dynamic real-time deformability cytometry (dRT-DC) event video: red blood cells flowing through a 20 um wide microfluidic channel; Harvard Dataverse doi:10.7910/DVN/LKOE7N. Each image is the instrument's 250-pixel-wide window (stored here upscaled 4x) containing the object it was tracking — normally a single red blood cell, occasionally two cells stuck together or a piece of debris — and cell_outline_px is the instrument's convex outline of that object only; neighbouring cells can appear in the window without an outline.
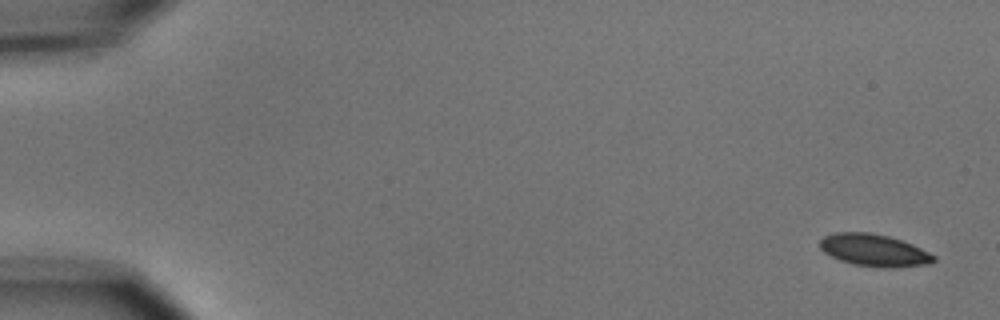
{"species": "common noctule bat (a hibernating species)", "species_latin": "Nyctalus noctula", "temperature_condition": "cold", "stored_images_in_passage": 5, "camera_frame_rate_fps": 3000, "um_per_image_px": 0.085, "animal": {"sex": "male", "body_mass_g": 15.6}, "frame": {"image": 1, "passage_image": 1, "time_ms": 0.0, "image_size_px": [1000, 320], "cell_outline_px": [[936, 260], [928, 264], [892, 268], [880, 268], [852, 264], [840, 260], [824, 252], [820, 248], [820, 240], [824, 236], [836, 232], [868, 232], [888, 236], [912, 244], [936, 256]], "centroid_in_image_um": [74.29, 21.28], "position_along_channel_um": 10.7, "area_um2": 21.33}}
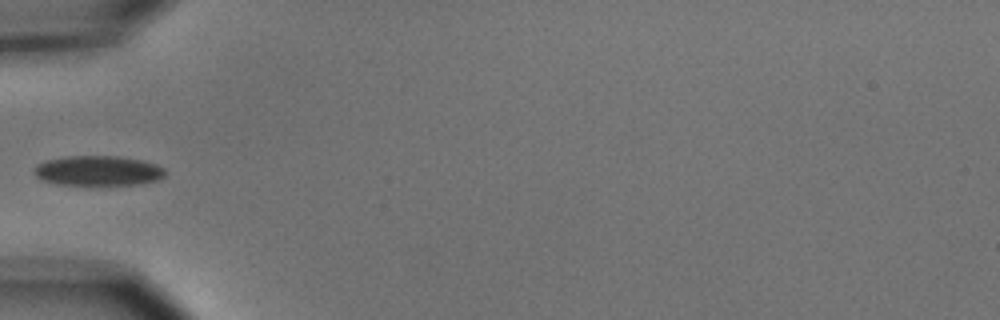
{"frame": {"image": 2, "passage_image": 5, "time_ms": 5.667, "image_size_px": [1000, 320], "cell_outline_px": [[168, 172], [160, 180], [140, 184], [56, 184], [44, 180], [36, 176], [32, 172], [36, 164], [44, 160], [64, 156], [120, 156], [140, 160], [156, 164], [164, 168]], "centroid_in_image_um": [8.34, 14.5], "position_along_channel_um": 76.7, "area_um2": 23.0}}